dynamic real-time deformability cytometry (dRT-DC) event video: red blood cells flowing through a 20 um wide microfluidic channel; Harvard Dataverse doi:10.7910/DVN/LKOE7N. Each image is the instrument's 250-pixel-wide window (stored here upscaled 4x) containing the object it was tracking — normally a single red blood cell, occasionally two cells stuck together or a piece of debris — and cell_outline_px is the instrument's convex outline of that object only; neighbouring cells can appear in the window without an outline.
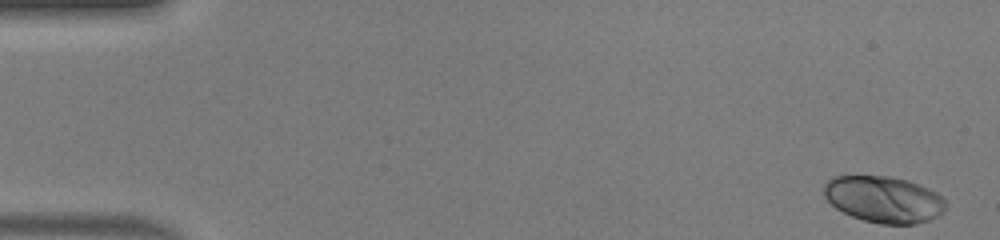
{"species": "human", "species_latin": "Homo sapiens", "temperature_condition": "warm", "stored_images_in_passage": 49, "camera_frame_rate_fps": 3000, "um_per_image_px": 0.085, "donor": {"sex": "male"}, "frame": {"image": 1, "passage_image": 1, "time_ms": 0.0, "image_size_px": [1000, 240], "cell_outline_px": [[944, 212], [928, 220], [916, 224], [880, 224], [864, 220], [852, 216], [836, 208], [824, 196], [824, 184], [832, 176], [888, 176], [908, 180], [928, 188], [936, 192], [944, 200]], "centroid_in_image_um": [75.1, 16.94], "position_along_channel_um": 9.9, "area_um2": 32.83}}
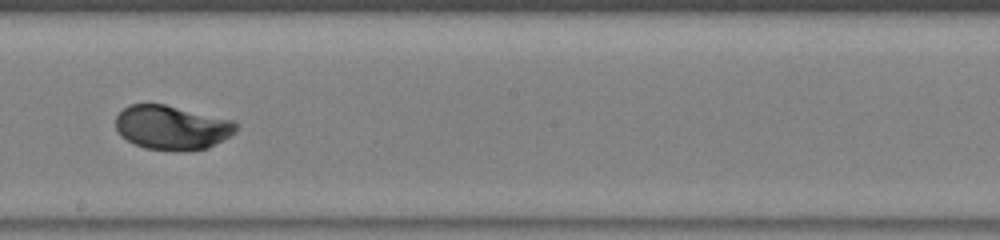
{"frame": {"image": 2, "passage_image": 28, "time_ms": 9.0, "image_size_px": [1000, 240], "cell_outline_px": [[236, 132], [208, 148], [184, 152], [176, 152], [144, 148], [120, 136], [116, 128], [116, 116], [128, 104], [164, 104], [232, 120], [236, 124]], "centroid_in_image_um": [14.59, 10.86], "position_along_channel_um": 233.6, "area_um2": 31.1}}
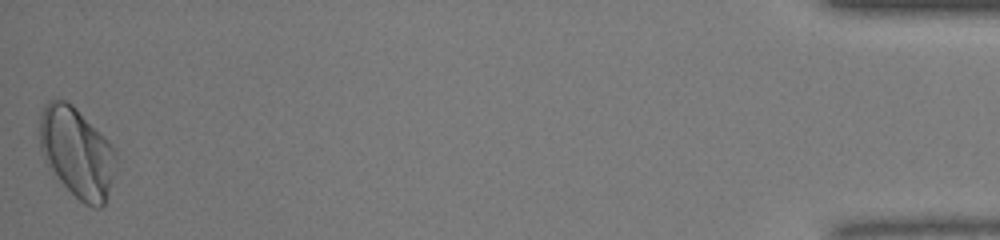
{"frame": {"image": 3, "passage_image": 49, "time_ms": 16.0, "image_size_px": [1000, 240], "cell_outline_px": [[116, 156], [104, 204], [100, 208], [92, 208], [84, 204], [52, 176], [44, 160], [40, 148], [40, 116], [44, 104], [48, 100], [64, 100], [72, 104], [112, 144], [116, 152]], "centroid_in_image_um": [6.48, 12.96], "position_along_channel_um": 428.7, "area_um2": 39.88}, "authors_computed_cell_mechanics": {"area_um2": 32.0212, "velocity_mm_per_s": 4.1373, "shape_relaxation_time_tau1_ms": 2.9358, "shape_relaxation_time_tau2_ms": null, "deformation_change_tau1": 0.1721, "deformation_change_tau2": null}}